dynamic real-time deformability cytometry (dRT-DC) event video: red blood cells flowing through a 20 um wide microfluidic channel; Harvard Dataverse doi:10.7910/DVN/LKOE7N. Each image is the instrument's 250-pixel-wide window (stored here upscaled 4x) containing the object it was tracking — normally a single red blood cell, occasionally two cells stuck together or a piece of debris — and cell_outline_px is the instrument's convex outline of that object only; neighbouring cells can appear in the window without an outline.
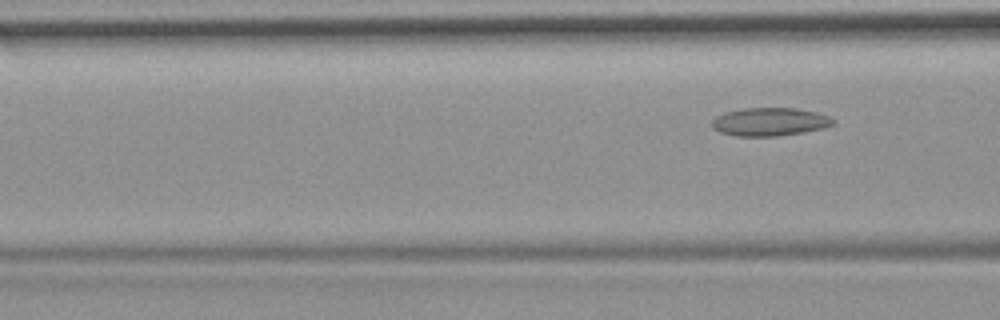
{"species": "common noctule bat (a hibernating species)", "species_latin": "Nyctalus noctula", "temperature_condition": "room temperature", "stored_images_in_passage": 5, "camera_frame_rate_fps": 3000, "um_per_image_px": 0.085, "animal": {"sex": "female", "body_mass_g": 19.9}, "frame": {"image": 1, "passage_image": 5, "time_ms": 1.333, "image_size_px": [1000, 320], "cell_outline_px": [[836, 124], [824, 128], [804, 132], [776, 136], [736, 136], [720, 132], [712, 128], [712, 120], [716, 116], [724, 112], [744, 108], [796, 108], [816, 112], [828, 116], [836, 120]], "centroid_in_image_um": [65.44, 10.35], "position_along_channel_um": 101.2, "area_um2": 20.06}}